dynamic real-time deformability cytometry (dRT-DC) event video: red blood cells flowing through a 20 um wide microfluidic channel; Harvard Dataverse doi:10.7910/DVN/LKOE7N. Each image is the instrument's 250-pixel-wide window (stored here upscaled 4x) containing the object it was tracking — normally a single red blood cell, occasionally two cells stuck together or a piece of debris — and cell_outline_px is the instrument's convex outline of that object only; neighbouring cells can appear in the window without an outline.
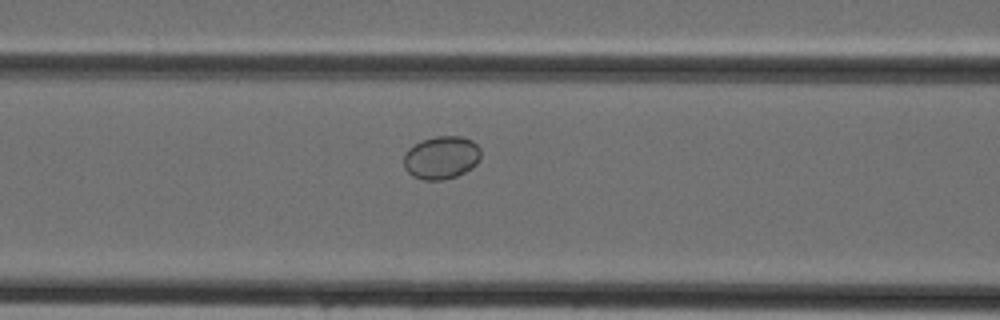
{"species": "Egyptian fruit bat (a non-hibernating species)", "species_latin": "Rousettus aegyptiacus", "temperature_condition": "cold", "stored_images_in_passage": 14, "camera_frame_rate_fps": 3000, "um_per_image_px": 0.085, "animal": {"sex": "female"}, "frame": {"image": 1, "passage_image": 10, "time_ms": 3.0, "image_size_px": [1000, 320], "cell_outline_px": [[480, 160], [472, 168], [456, 176], [444, 180], [424, 180], [412, 176], [404, 168], [404, 152], [408, 148], [420, 140], [436, 136], [460, 136], [472, 140], [480, 148]], "centroid_in_image_um": [37.5, 13.39], "position_along_channel_um": 129.1, "area_um2": 19.54}}